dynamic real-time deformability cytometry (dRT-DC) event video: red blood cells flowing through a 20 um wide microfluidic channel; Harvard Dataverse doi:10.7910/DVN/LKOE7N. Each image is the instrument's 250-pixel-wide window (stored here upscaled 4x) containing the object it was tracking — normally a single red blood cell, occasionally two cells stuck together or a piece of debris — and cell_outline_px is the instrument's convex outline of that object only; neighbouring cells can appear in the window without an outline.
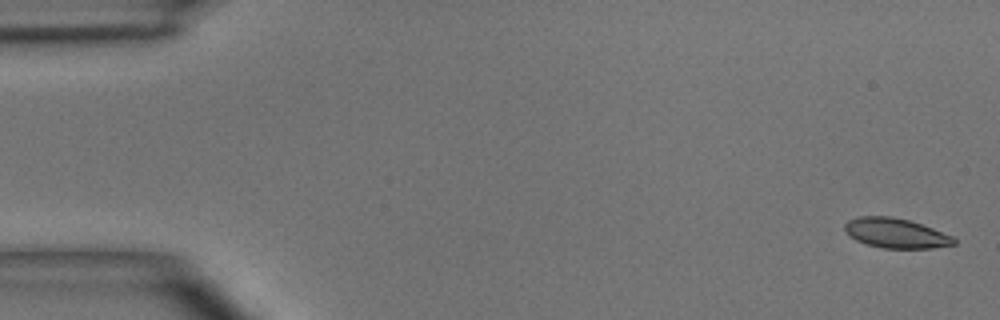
{"species": "common noctule bat (a hibernating species)", "species_latin": "Nyctalus noctula", "temperature_condition": "room temperature", "stored_images_in_passage": 6, "camera_frame_rate_fps": 3000, "um_per_image_px": 0.085, "animal": {"sex": "male", "body_mass_g": 15.6}, "frame": {"image": 1, "passage_image": 1, "time_ms": 0.0, "image_size_px": [1000, 320], "cell_outline_px": [[956, 244], [932, 248], [884, 248], [868, 244], [856, 240], [844, 228], [844, 224], [848, 220], [860, 216], [892, 216], [908, 220], [932, 228], [952, 236], [956, 240]], "centroid_in_image_um": [76.16, 19.81], "position_along_channel_um": 8.8, "area_um2": 18.67}}
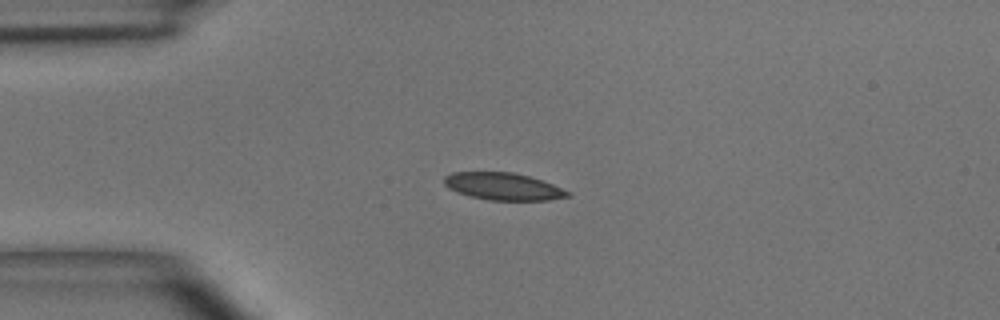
{"frame": {"image": 2, "passage_image": 4, "time_ms": 3.667, "image_size_px": [1000, 320], "cell_outline_px": [[572, 196], [548, 200], [488, 200], [468, 196], [456, 192], [448, 188], [444, 184], [444, 176], [452, 172], [512, 172], [528, 176], [552, 184], [568, 192]], "centroid_in_image_um": [42.71, 15.85], "position_along_channel_um": 42.3, "area_um2": 19.54}}
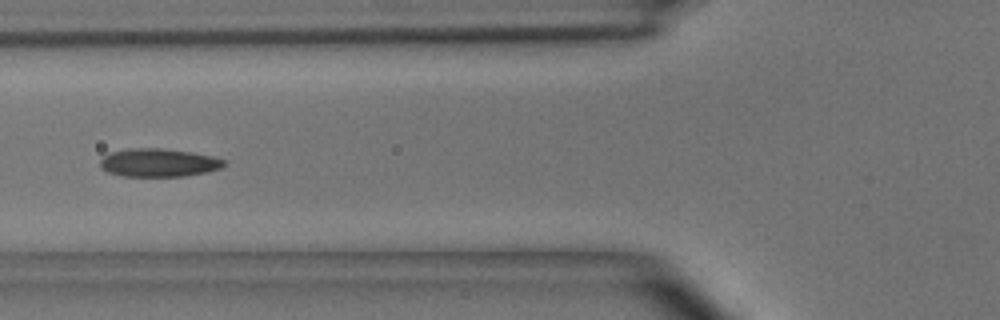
{"frame": {"image": 3, "passage_image": 6, "time_ms": 6.0, "image_size_px": [1000, 320], "cell_outline_px": [[228, 164], [220, 168], [208, 172], [184, 176], [124, 176], [108, 172], [100, 168], [100, 160], [108, 152], [128, 148], [160, 148], [192, 152], [212, 156], [228, 160]], "centroid_in_image_um": [13.5, 13.82], "position_along_channel_um": 112.3, "area_um2": 20.63}}